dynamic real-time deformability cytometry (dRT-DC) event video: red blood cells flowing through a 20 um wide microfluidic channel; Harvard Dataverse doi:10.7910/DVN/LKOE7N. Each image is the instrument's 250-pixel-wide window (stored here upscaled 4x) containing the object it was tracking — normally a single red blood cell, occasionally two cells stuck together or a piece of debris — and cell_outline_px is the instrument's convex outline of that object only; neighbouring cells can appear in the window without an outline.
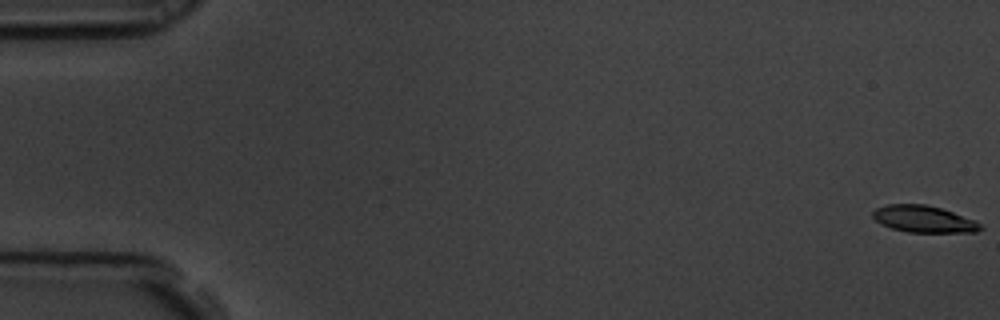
{"species": "common noctule bat (a hibernating species)", "species_latin": "Nyctalus noctula", "temperature_condition": "room temperature", "stored_images_in_passage": 19, "camera_frame_rate_fps": 3000, "um_per_image_px": 0.085, "animal": {"sex": "male", "body_mass_g": 19.5, "forearm_length_mm": 54.6}, "frame": {"image": 1, "passage_image": 1, "time_ms": 0.0, "image_size_px": [1000, 320], "cell_outline_px": [[984, 228], [976, 232], [908, 232], [892, 228], [876, 220], [872, 216], [872, 212], [876, 208], [888, 204], [924, 204], [940, 208], [976, 220]], "centroid_in_image_um": [78.54, 18.62], "position_along_channel_um": 6.5, "area_um2": 16.65}}